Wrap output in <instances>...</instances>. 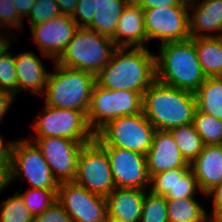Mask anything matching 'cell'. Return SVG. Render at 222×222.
<instances>
[{
    "mask_svg": "<svg viewBox=\"0 0 222 222\" xmlns=\"http://www.w3.org/2000/svg\"><path fill=\"white\" fill-rule=\"evenodd\" d=\"M39 116L33 125L38 134L36 137H64L81 143H90L95 139V133L82 111L45 105L43 114Z\"/></svg>",
    "mask_w": 222,
    "mask_h": 222,
    "instance_id": "10",
    "label": "cell"
},
{
    "mask_svg": "<svg viewBox=\"0 0 222 222\" xmlns=\"http://www.w3.org/2000/svg\"><path fill=\"white\" fill-rule=\"evenodd\" d=\"M167 213L169 222H210V215L194 198L167 199Z\"/></svg>",
    "mask_w": 222,
    "mask_h": 222,
    "instance_id": "26",
    "label": "cell"
},
{
    "mask_svg": "<svg viewBox=\"0 0 222 222\" xmlns=\"http://www.w3.org/2000/svg\"><path fill=\"white\" fill-rule=\"evenodd\" d=\"M33 222H72L69 214L58 202H54L41 214L33 217Z\"/></svg>",
    "mask_w": 222,
    "mask_h": 222,
    "instance_id": "35",
    "label": "cell"
},
{
    "mask_svg": "<svg viewBox=\"0 0 222 222\" xmlns=\"http://www.w3.org/2000/svg\"><path fill=\"white\" fill-rule=\"evenodd\" d=\"M196 48L203 74L222 77V36L190 38Z\"/></svg>",
    "mask_w": 222,
    "mask_h": 222,
    "instance_id": "24",
    "label": "cell"
},
{
    "mask_svg": "<svg viewBox=\"0 0 222 222\" xmlns=\"http://www.w3.org/2000/svg\"><path fill=\"white\" fill-rule=\"evenodd\" d=\"M17 71L18 91L27 90L33 94L45 91L48 77L41 60L32 52H23L14 56Z\"/></svg>",
    "mask_w": 222,
    "mask_h": 222,
    "instance_id": "22",
    "label": "cell"
},
{
    "mask_svg": "<svg viewBox=\"0 0 222 222\" xmlns=\"http://www.w3.org/2000/svg\"><path fill=\"white\" fill-rule=\"evenodd\" d=\"M18 176L21 180H28L31 188L58 190L59 187L41 150L29 139L12 141L9 183Z\"/></svg>",
    "mask_w": 222,
    "mask_h": 222,
    "instance_id": "8",
    "label": "cell"
},
{
    "mask_svg": "<svg viewBox=\"0 0 222 222\" xmlns=\"http://www.w3.org/2000/svg\"><path fill=\"white\" fill-rule=\"evenodd\" d=\"M57 201L72 222H106V197L91 193L74 182L59 183Z\"/></svg>",
    "mask_w": 222,
    "mask_h": 222,
    "instance_id": "12",
    "label": "cell"
},
{
    "mask_svg": "<svg viewBox=\"0 0 222 222\" xmlns=\"http://www.w3.org/2000/svg\"><path fill=\"white\" fill-rule=\"evenodd\" d=\"M206 195H213V214L210 222H222V181L213 187Z\"/></svg>",
    "mask_w": 222,
    "mask_h": 222,
    "instance_id": "37",
    "label": "cell"
},
{
    "mask_svg": "<svg viewBox=\"0 0 222 222\" xmlns=\"http://www.w3.org/2000/svg\"><path fill=\"white\" fill-rule=\"evenodd\" d=\"M146 190L115 188L107 197V218L119 222H140Z\"/></svg>",
    "mask_w": 222,
    "mask_h": 222,
    "instance_id": "19",
    "label": "cell"
},
{
    "mask_svg": "<svg viewBox=\"0 0 222 222\" xmlns=\"http://www.w3.org/2000/svg\"><path fill=\"white\" fill-rule=\"evenodd\" d=\"M22 19L23 18H21L17 13L16 7L14 5V0H0V25L2 26L1 28H6V26H13V28H21Z\"/></svg>",
    "mask_w": 222,
    "mask_h": 222,
    "instance_id": "34",
    "label": "cell"
},
{
    "mask_svg": "<svg viewBox=\"0 0 222 222\" xmlns=\"http://www.w3.org/2000/svg\"><path fill=\"white\" fill-rule=\"evenodd\" d=\"M35 1L36 0H14L18 15L21 18L28 16Z\"/></svg>",
    "mask_w": 222,
    "mask_h": 222,
    "instance_id": "40",
    "label": "cell"
},
{
    "mask_svg": "<svg viewBox=\"0 0 222 222\" xmlns=\"http://www.w3.org/2000/svg\"><path fill=\"white\" fill-rule=\"evenodd\" d=\"M193 125L204 145L222 144V120L196 109Z\"/></svg>",
    "mask_w": 222,
    "mask_h": 222,
    "instance_id": "28",
    "label": "cell"
},
{
    "mask_svg": "<svg viewBox=\"0 0 222 222\" xmlns=\"http://www.w3.org/2000/svg\"><path fill=\"white\" fill-rule=\"evenodd\" d=\"M30 28L31 38L38 45L42 54L45 57L54 58L56 61L79 27L70 15L61 14Z\"/></svg>",
    "mask_w": 222,
    "mask_h": 222,
    "instance_id": "15",
    "label": "cell"
},
{
    "mask_svg": "<svg viewBox=\"0 0 222 222\" xmlns=\"http://www.w3.org/2000/svg\"><path fill=\"white\" fill-rule=\"evenodd\" d=\"M34 139V143L41 150L58 183L73 182L79 153L87 143L64 137H35Z\"/></svg>",
    "mask_w": 222,
    "mask_h": 222,
    "instance_id": "13",
    "label": "cell"
},
{
    "mask_svg": "<svg viewBox=\"0 0 222 222\" xmlns=\"http://www.w3.org/2000/svg\"><path fill=\"white\" fill-rule=\"evenodd\" d=\"M111 39L117 47H145L144 43L147 41V34L144 11L140 6L131 2L126 5Z\"/></svg>",
    "mask_w": 222,
    "mask_h": 222,
    "instance_id": "18",
    "label": "cell"
},
{
    "mask_svg": "<svg viewBox=\"0 0 222 222\" xmlns=\"http://www.w3.org/2000/svg\"><path fill=\"white\" fill-rule=\"evenodd\" d=\"M2 36H4L3 34L2 35H0V51L3 49V47L8 43V42H10L8 39V37L6 36H4V37H2Z\"/></svg>",
    "mask_w": 222,
    "mask_h": 222,
    "instance_id": "44",
    "label": "cell"
},
{
    "mask_svg": "<svg viewBox=\"0 0 222 222\" xmlns=\"http://www.w3.org/2000/svg\"><path fill=\"white\" fill-rule=\"evenodd\" d=\"M189 5L143 9L147 41L166 42L190 39Z\"/></svg>",
    "mask_w": 222,
    "mask_h": 222,
    "instance_id": "11",
    "label": "cell"
},
{
    "mask_svg": "<svg viewBox=\"0 0 222 222\" xmlns=\"http://www.w3.org/2000/svg\"><path fill=\"white\" fill-rule=\"evenodd\" d=\"M143 94L131 90H110L94 85L86 114L90 129L96 133L118 117L142 113Z\"/></svg>",
    "mask_w": 222,
    "mask_h": 222,
    "instance_id": "7",
    "label": "cell"
},
{
    "mask_svg": "<svg viewBox=\"0 0 222 222\" xmlns=\"http://www.w3.org/2000/svg\"><path fill=\"white\" fill-rule=\"evenodd\" d=\"M117 47L110 62L96 75V84L110 90L144 93L156 80V56L146 47Z\"/></svg>",
    "mask_w": 222,
    "mask_h": 222,
    "instance_id": "1",
    "label": "cell"
},
{
    "mask_svg": "<svg viewBox=\"0 0 222 222\" xmlns=\"http://www.w3.org/2000/svg\"><path fill=\"white\" fill-rule=\"evenodd\" d=\"M140 222H169L167 199L151 191L145 193Z\"/></svg>",
    "mask_w": 222,
    "mask_h": 222,
    "instance_id": "29",
    "label": "cell"
},
{
    "mask_svg": "<svg viewBox=\"0 0 222 222\" xmlns=\"http://www.w3.org/2000/svg\"><path fill=\"white\" fill-rule=\"evenodd\" d=\"M150 183L149 190L166 199L194 198L196 189H199L190 166L157 173L150 178Z\"/></svg>",
    "mask_w": 222,
    "mask_h": 222,
    "instance_id": "17",
    "label": "cell"
},
{
    "mask_svg": "<svg viewBox=\"0 0 222 222\" xmlns=\"http://www.w3.org/2000/svg\"><path fill=\"white\" fill-rule=\"evenodd\" d=\"M131 3L140 6L142 9L155 7H168L176 5H189V0H130Z\"/></svg>",
    "mask_w": 222,
    "mask_h": 222,
    "instance_id": "38",
    "label": "cell"
},
{
    "mask_svg": "<svg viewBox=\"0 0 222 222\" xmlns=\"http://www.w3.org/2000/svg\"><path fill=\"white\" fill-rule=\"evenodd\" d=\"M94 12L95 0H79L71 17L78 27L86 28L92 22ZM77 15L83 22L78 21Z\"/></svg>",
    "mask_w": 222,
    "mask_h": 222,
    "instance_id": "36",
    "label": "cell"
},
{
    "mask_svg": "<svg viewBox=\"0 0 222 222\" xmlns=\"http://www.w3.org/2000/svg\"><path fill=\"white\" fill-rule=\"evenodd\" d=\"M150 178L160 172L190 166L182 156L169 131L155 130L152 144L146 154Z\"/></svg>",
    "mask_w": 222,
    "mask_h": 222,
    "instance_id": "16",
    "label": "cell"
},
{
    "mask_svg": "<svg viewBox=\"0 0 222 222\" xmlns=\"http://www.w3.org/2000/svg\"><path fill=\"white\" fill-rule=\"evenodd\" d=\"M194 94L198 111L222 120V77H206Z\"/></svg>",
    "mask_w": 222,
    "mask_h": 222,
    "instance_id": "25",
    "label": "cell"
},
{
    "mask_svg": "<svg viewBox=\"0 0 222 222\" xmlns=\"http://www.w3.org/2000/svg\"><path fill=\"white\" fill-rule=\"evenodd\" d=\"M9 185V168L0 162V191Z\"/></svg>",
    "mask_w": 222,
    "mask_h": 222,
    "instance_id": "43",
    "label": "cell"
},
{
    "mask_svg": "<svg viewBox=\"0 0 222 222\" xmlns=\"http://www.w3.org/2000/svg\"><path fill=\"white\" fill-rule=\"evenodd\" d=\"M159 49V55H156V80L194 93L206 76L202 72L193 41L166 42Z\"/></svg>",
    "mask_w": 222,
    "mask_h": 222,
    "instance_id": "3",
    "label": "cell"
},
{
    "mask_svg": "<svg viewBox=\"0 0 222 222\" xmlns=\"http://www.w3.org/2000/svg\"><path fill=\"white\" fill-rule=\"evenodd\" d=\"M191 8L194 12L189 17L190 38L222 36L219 33L208 34L211 31H222V0H203L198 4H195V0H189V10Z\"/></svg>",
    "mask_w": 222,
    "mask_h": 222,
    "instance_id": "21",
    "label": "cell"
},
{
    "mask_svg": "<svg viewBox=\"0 0 222 222\" xmlns=\"http://www.w3.org/2000/svg\"><path fill=\"white\" fill-rule=\"evenodd\" d=\"M199 191L205 195L222 181V144L204 145L200 154L190 163Z\"/></svg>",
    "mask_w": 222,
    "mask_h": 222,
    "instance_id": "20",
    "label": "cell"
},
{
    "mask_svg": "<svg viewBox=\"0 0 222 222\" xmlns=\"http://www.w3.org/2000/svg\"><path fill=\"white\" fill-rule=\"evenodd\" d=\"M129 2L130 0H95L94 16L86 28L111 38L119 17Z\"/></svg>",
    "mask_w": 222,
    "mask_h": 222,
    "instance_id": "23",
    "label": "cell"
},
{
    "mask_svg": "<svg viewBox=\"0 0 222 222\" xmlns=\"http://www.w3.org/2000/svg\"><path fill=\"white\" fill-rule=\"evenodd\" d=\"M0 222H33V216L19 192L2 203Z\"/></svg>",
    "mask_w": 222,
    "mask_h": 222,
    "instance_id": "30",
    "label": "cell"
},
{
    "mask_svg": "<svg viewBox=\"0 0 222 222\" xmlns=\"http://www.w3.org/2000/svg\"><path fill=\"white\" fill-rule=\"evenodd\" d=\"M73 182L91 193L104 197L115 189L109 158L95 140L81 149Z\"/></svg>",
    "mask_w": 222,
    "mask_h": 222,
    "instance_id": "9",
    "label": "cell"
},
{
    "mask_svg": "<svg viewBox=\"0 0 222 222\" xmlns=\"http://www.w3.org/2000/svg\"><path fill=\"white\" fill-rule=\"evenodd\" d=\"M2 139L0 136V162H3L9 168L12 142L7 143L6 146Z\"/></svg>",
    "mask_w": 222,
    "mask_h": 222,
    "instance_id": "42",
    "label": "cell"
},
{
    "mask_svg": "<svg viewBox=\"0 0 222 222\" xmlns=\"http://www.w3.org/2000/svg\"><path fill=\"white\" fill-rule=\"evenodd\" d=\"M182 156L190 164L202 151L204 144L193 123L169 130Z\"/></svg>",
    "mask_w": 222,
    "mask_h": 222,
    "instance_id": "27",
    "label": "cell"
},
{
    "mask_svg": "<svg viewBox=\"0 0 222 222\" xmlns=\"http://www.w3.org/2000/svg\"><path fill=\"white\" fill-rule=\"evenodd\" d=\"M196 109L193 92L157 80L143 93L142 112L155 130L169 131L193 123Z\"/></svg>",
    "mask_w": 222,
    "mask_h": 222,
    "instance_id": "2",
    "label": "cell"
},
{
    "mask_svg": "<svg viewBox=\"0 0 222 222\" xmlns=\"http://www.w3.org/2000/svg\"><path fill=\"white\" fill-rule=\"evenodd\" d=\"M109 158L115 188L146 190L150 183L146 155L119 147H102Z\"/></svg>",
    "mask_w": 222,
    "mask_h": 222,
    "instance_id": "14",
    "label": "cell"
},
{
    "mask_svg": "<svg viewBox=\"0 0 222 222\" xmlns=\"http://www.w3.org/2000/svg\"><path fill=\"white\" fill-rule=\"evenodd\" d=\"M106 222H119V221H116V220H112V219L107 218V219H106Z\"/></svg>",
    "mask_w": 222,
    "mask_h": 222,
    "instance_id": "45",
    "label": "cell"
},
{
    "mask_svg": "<svg viewBox=\"0 0 222 222\" xmlns=\"http://www.w3.org/2000/svg\"><path fill=\"white\" fill-rule=\"evenodd\" d=\"M116 48L110 37L79 27L55 62L96 76L110 62Z\"/></svg>",
    "mask_w": 222,
    "mask_h": 222,
    "instance_id": "5",
    "label": "cell"
},
{
    "mask_svg": "<svg viewBox=\"0 0 222 222\" xmlns=\"http://www.w3.org/2000/svg\"><path fill=\"white\" fill-rule=\"evenodd\" d=\"M155 132L142 113L118 117L107 122L95 133L101 147H119L146 155Z\"/></svg>",
    "mask_w": 222,
    "mask_h": 222,
    "instance_id": "6",
    "label": "cell"
},
{
    "mask_svg": "<svg viewBox=\"0 0 222 222\" xmlns=\"http://www.w3.org/2000/svg\"><path fill=\"white\" fill-rule=\"evenodd\" d=\"M79 0H56L59 10L63 15L72 16Z\"/></svg>",
    "mask_w": 222,
    "mask_h": 222,
    "instance_id": "41",
    "label": "cell"
},
{
    "mask_svg": "<svg viewBox=\"0 0 222 222\" xmlns=\"http://www.w3.org/2000/svg\"><path fill=\"white\" fill-rule=\"evenodd\" d=\"M20 195L33 217L41 214L57 201V190L30 188Z\"/></svg>",
    "mask_w": 222,
    "mask_h": 222,
    "instance_id": "32",
    "label": "cell"
},
{
    "mask_svg": "<svg viewBox=\"0 0 222 222\" xmlns=\"http://www.w3.org/2000/svg\"><path fill=\"white\" fill-rule=\"evenodd\" d=\"M14 95L6 90L0 89V121L7 113L10 104L14 101Z\"/></svg>",
    "mask_w": 222,
    "mask_h": 222,
    "instance_id": "39",
    "label": "cell"
},
{
    "mask_svg": "<svg viewBox=\"0 0 222 222\" xmlns=\"http://www.w3.org/2000/svg\"><path fill=\"white\" fill-rule=\"evenodd\" d=\"M96 76L90 72L55 64V72L49 74L45 91V103L50 107L74 109L85 115L90 106Z\"/></svg>",
    "mask_w": 222,
    "mask_h": 222,
    "instance_id": "4",
    "label": "cell"
},
{
    "mask_svg": "<svg viewBox=\"0 0 222 222\" xmlns=\"http://www.w3.org/2000/svg\"><path fill=\"white\" fill-rule=\"evenodd\" d=\"M8 42L0 51V89L11 92L14 96L18 92L17 71L14 56L8 52Z\"/></svg>",
    "mask_w": 222,
    "mask_h": 222,
    "instance_id": "31",
    "label": "cell"
},
{
    "mask_svg": "<svg viewBox=\"0 0 222 222\" xmlns=\"http://www.w3.org/2000/svg\"><path fill=\"white\" fill-rule=\"evenodd\" d=\"M61 15L56 0H36L28 14L31 26Z\"/></svg>",
    "mask_w": 222,
    "mask_h": 222,
    "instance_id": "33",
    "label": "cell"
}]
</instances>
